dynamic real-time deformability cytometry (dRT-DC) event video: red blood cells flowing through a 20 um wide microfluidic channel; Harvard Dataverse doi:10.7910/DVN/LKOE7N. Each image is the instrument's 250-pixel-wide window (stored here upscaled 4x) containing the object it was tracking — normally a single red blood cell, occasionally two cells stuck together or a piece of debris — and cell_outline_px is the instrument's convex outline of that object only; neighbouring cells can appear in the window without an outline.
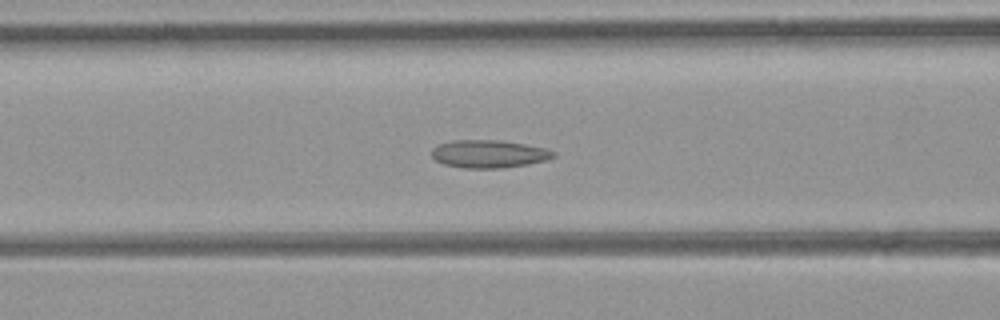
{"species": "common noctule bat (a hibernating species)", "species_latin": "Nyctalus noctula", "temperature_condition": "room temperature", "stored_images_in_passage": 46, "camera_frame_rate_fps": 3000, "um_per_image_px": 0.085, "animal": {"sex": "female", "body_mass_g": 21.9}, "frame": {"image": 1, "passage_image": 18, "time_ms": 5.667, "image_size_px": [1000, 320], "cell_outline_px": [[556, 156], [548, 160], [528, 164], [500, 168], [460, 168], [444, 164], [436, 160], [432, 156], [432, 148], [436, 144], [452, 140], [500, 140], [524, 144], [544, 148], [556, 152]], "centroid_in_image_um": [41.54, 13.08], "position_along_channel_um": 125.1, "area_um2": 19.88}}
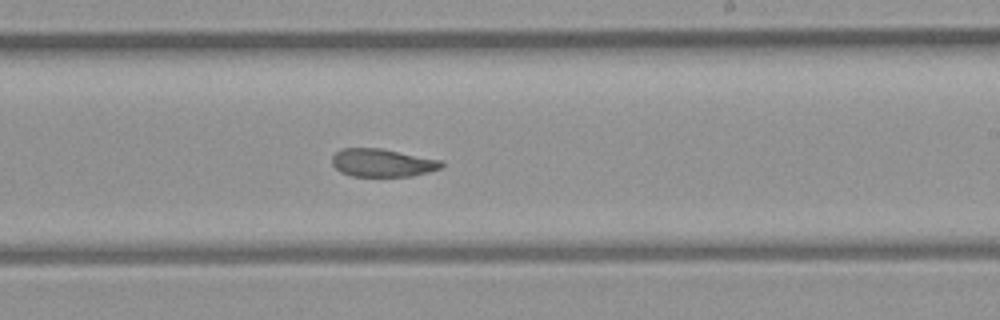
{"frame": {"image": 2, "passage_image": 27, "time_ms": 8.667, "image_size_px": [1000, 320], "cell_outline_px": [[444, 168], [412, 176], [352, 176], [340, 172], [332, 164], [332, 156], [340, 148], [380, 148], [440, 160], [444, 164]], "centroid_in_image_um": [32.49, 13.84], "position_along_channel_um": 256.5, "area_um2": 17.86}}
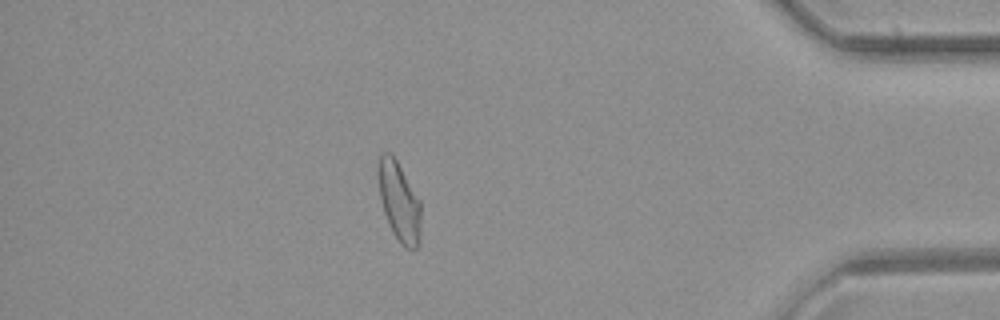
{"frame": {"image": 3, "passage_image": 40, "time_ms": 13.0, "image_size_px": [1000, 320], "cell_outline_px": [[420, 244], [416, 248], [408, 248], [400, 244], [392, 232], [388, 224], [380, 200], [376, 176], [376, 168], [380, 152], [392, 152], [420, 200]], "centroid_in_image_um": [33.88, 17.08], "position_along_channel_um": 401.3, "area_um2": 20.29}, "authors_computed_cell_mechanics": {"area_um2": 20.0277, "velocity_mm_per_s": 4.3884, "shape_relaxation_time_tau1_ms": 5.91, "shape_relaxation_time_tau2_ms": 2.0601, "deformation_change_tau1": 0.1488, "deformation_change_tau2": 0.0902}}